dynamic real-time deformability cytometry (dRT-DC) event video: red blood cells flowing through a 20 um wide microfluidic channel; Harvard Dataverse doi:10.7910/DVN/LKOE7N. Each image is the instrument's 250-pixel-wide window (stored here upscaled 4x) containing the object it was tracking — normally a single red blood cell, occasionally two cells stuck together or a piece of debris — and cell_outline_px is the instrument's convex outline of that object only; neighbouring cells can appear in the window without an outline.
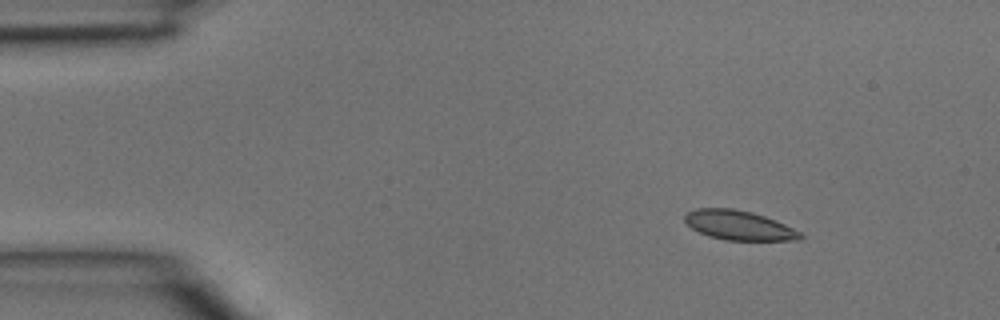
{"species": "common noctule bat (a hibernating species)", "species_latin": "Nyctalus noctula", "temperature_condition": "room temperature", "stored_images_in_passage": 3, "camera_frame_rate_fps": 3000, "um_per_image_px": 0.085, "animal": {"sex": "male", "body_mass_g": 15.6}, "frame": {"image": 1, "passage_image": 1, "time_ms": 0.0, "image_size_px": [1000, 320], "cell_outline_px": [[804, 236], [800, 240], [724, 240], [708, 236], [692, 228], [684, 220], [684, 216], [688, 212], [696, 208], [732, 208], [752, 212], [764, 216], [784, 224], [800, 232]], "centroid_in_image_um": [62.79, 19.15], "position_along_channel_um": 22.2, "area_um2": 19.71}}
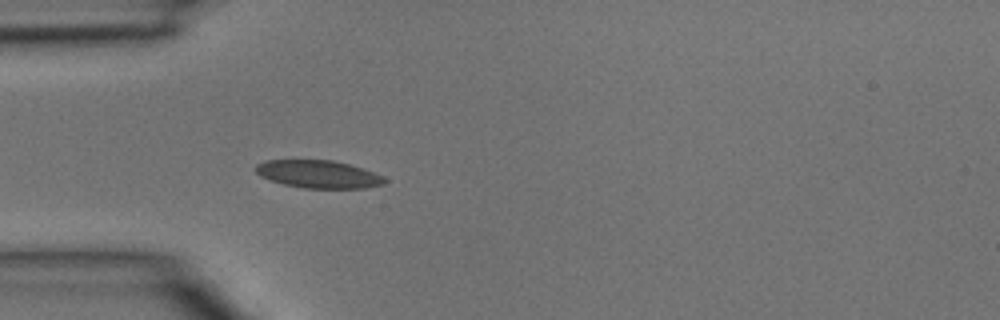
{"frame": {"image": 2, "passage_image": 3, "time_ms": 0.667, "image_size_px": [1000, 320], "cell_outline_px": [[388, 180], [384, 184], [364, 188], [304, 188], [284, 184], [260, 176], [256, 172], [256, 164], [264, 160], [332, 160], [364, 168]], "centroid_in_image_um": [27.05, 14.8], "position_along_channel_um": 57.9, "area_um2": 20.69}}